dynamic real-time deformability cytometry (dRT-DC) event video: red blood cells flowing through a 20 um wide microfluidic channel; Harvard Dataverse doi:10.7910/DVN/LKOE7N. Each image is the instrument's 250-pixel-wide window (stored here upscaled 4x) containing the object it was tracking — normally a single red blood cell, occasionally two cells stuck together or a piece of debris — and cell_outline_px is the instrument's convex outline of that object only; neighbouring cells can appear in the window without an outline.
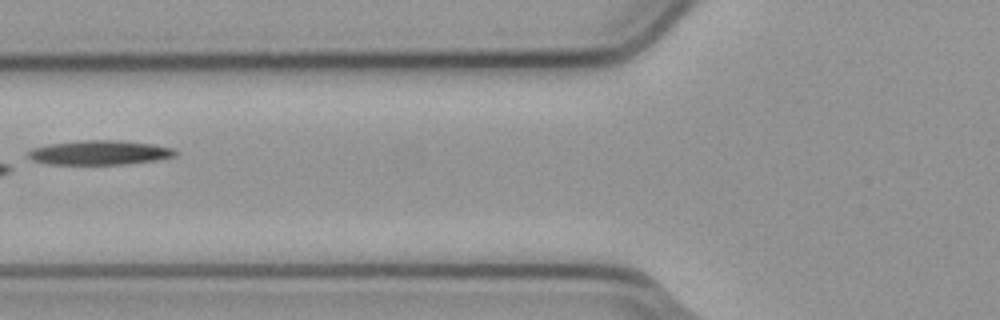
{"species": "common noctule bat (a hibernating species)", "species_latin": "Nyctalus noctula", "temperature_condition": "cold", "stored_images_in_passage": 7, "camera_frame_rate_fps": 3000, "um_per_image_px": 0.085, "animal": {"sex": "male", "body_mass_g": 23.1, "forearm_length_mm": 52.7}, "frame": {"image": 1, "passage_image": 6, "time_ms": 1.667, "image_size_px": [1000, 320], "cell_outline_px": [[180, 152], [176, 156], [156, 160], [128, 164], [48, 164], [32, 160], [28, 156], [28, 152], [32, 148], [48, 144], [84, 140], [120, 140], [152, 144], [176, 148]], "centroid_in_image_um": [8.52, 12.97], "position_along_channel_um": 117.3, "area_um2": 21.1}}
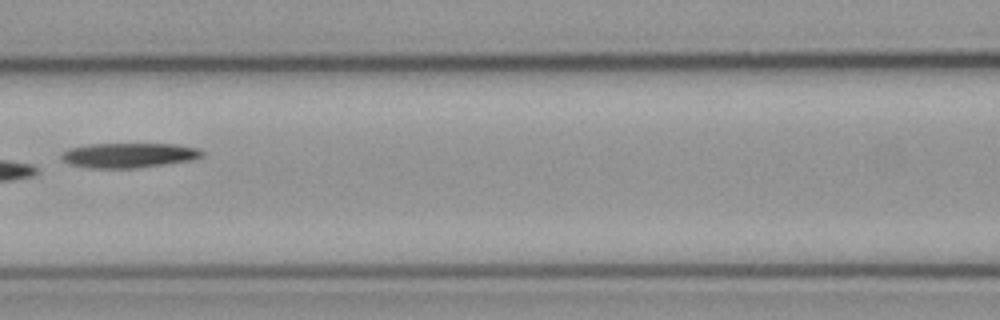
{"frame": {"image": 2, "passage_image": 7, "time_ms": 2.0, "image_size_px": [1000, 320], "cell_outline_px": [[204, 156], [192, 160], [164, 164], [132, 168], [88, 168], [68, 164], [60, 160], [60, 156], [68, 148], [88, 144], [176, 144], [200, 148], [204, 152]], "centroid_in_image_um": [10.93, 13.19], "position_along_channel_um": 155.7, "area_um2": 20.52}}